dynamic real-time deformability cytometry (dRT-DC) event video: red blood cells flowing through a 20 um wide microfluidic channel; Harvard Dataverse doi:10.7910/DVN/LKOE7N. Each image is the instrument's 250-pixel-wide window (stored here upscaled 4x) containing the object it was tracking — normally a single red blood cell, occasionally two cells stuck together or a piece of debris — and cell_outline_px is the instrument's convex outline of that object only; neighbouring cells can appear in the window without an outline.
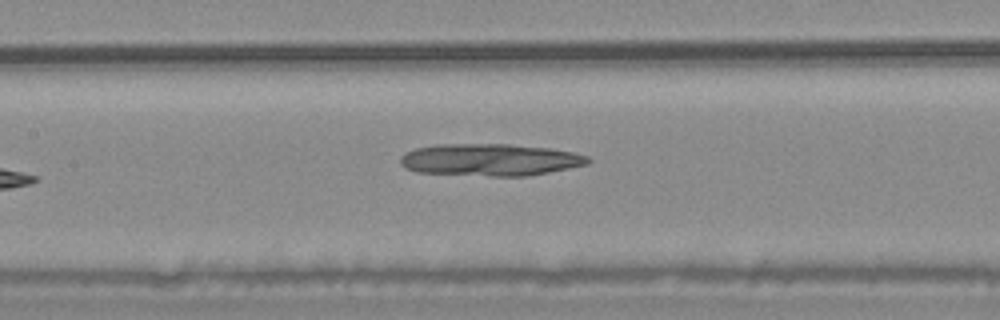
{"species": "common noctule bat (a hibernating species)", "species_latin": "Nyctalus noctula", "temperature_condition": "warm", "stored_images_in_passage": 8, "camera_frame_rate_fps": 3000, "um_per_image_px": 0.085, "animal": {"sex": "male", "body_mass_g": 20.4}, "frame": {"image": 1, "passage_image": 8, "time_ms": 2.333, "image_size_px": [1000, 320], "cell_outline_px": [[592, 160], [588, 164], [528, 176], [492, 176], [416, 172], [404, 168], [400, 164], [400, 156], [404, 152], [416, 148], [436, 144], [508, 144], [548, 148], [576, 152], [588, 156]], "centroid_in_image_um": [41.64, 13.58], "position_along_channel_um": 165.8, "area_um2": 35.32}}